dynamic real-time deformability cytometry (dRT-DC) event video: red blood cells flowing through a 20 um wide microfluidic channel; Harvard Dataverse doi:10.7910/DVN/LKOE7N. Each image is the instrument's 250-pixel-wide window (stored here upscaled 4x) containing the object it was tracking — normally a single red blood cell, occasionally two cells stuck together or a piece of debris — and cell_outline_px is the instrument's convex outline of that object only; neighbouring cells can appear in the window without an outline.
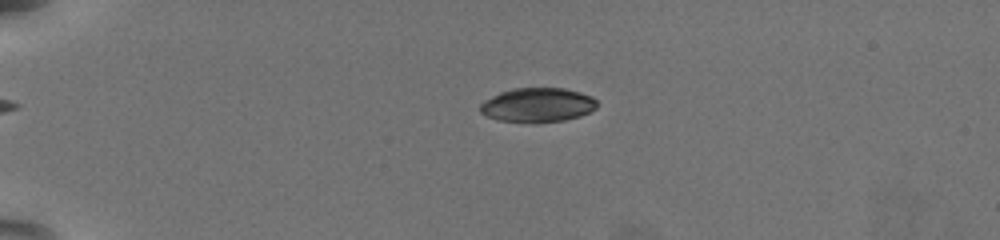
{"species": "common noctule bat (a hibernating species)", "species_latin": "Nyctalus noctula", "temperature_condition": "warm", "stored_images_in_passage": 58, "camera_frame_rate_fps": 3000, "um_per_image_px": 0.085, "animal": {"sex": "female", "body_mass_g": 19.5, "forearm_length_mm": 54.1}, "frame": {"image": 1, "passage_image": 16, "time_ms": 5.0, "image_size_px": [1000, 240], "cell_outline_px": [[596, 108], [580, 116], [564, 120], [536, 124], [500, 120], [488, 116], [480, 112], [480, 104], [484, 100], [500, 92], [512, 88], [564, 88], [580, 92], [592, 96], [596, 100]], "centroid_in_image_um": [45.69, 8.93], "position_along_channel_um": 39.3, "area_um2": 23.52}}
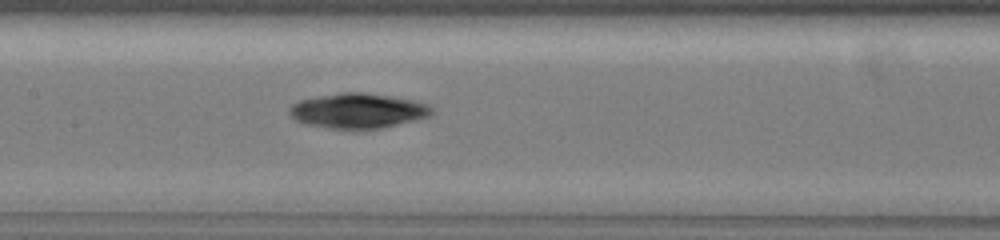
{"frame": {"image": 2, "passage_image": 32, "time_ms": 10.333, "image_size_px": [1000, 240], "cell_outline_px": [[432, 112], [428, 116], [380, 128], [352, 132], [328, 128], [308, 124], [296, 120], [288, 112], [288, 108], [292, 104], [300, 100], [340, 92], [360, 92], [388, 96], [412, 100], [428, 104], [432, 108]], "centroid_in_image_um": [30.37, 9.44], "position_along_channel_um": 177.0, "area_um2": 29.07}}
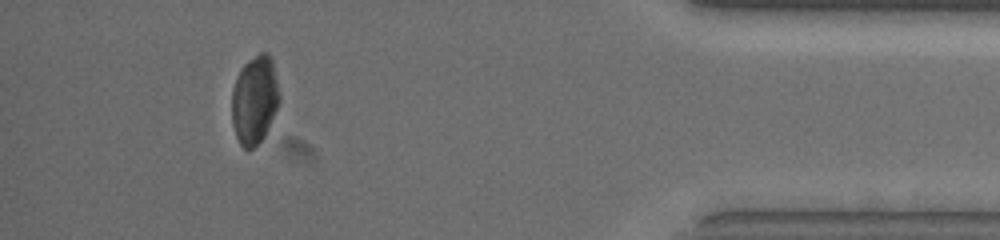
{"frame": {"image": 3, "passage_image": 54, "time_ms": 17.667, "image_size_px": [1000, 240], "cell_outline_px": [[280, 100], [268, 128], [264, 136], [248, 152], [240, 144], [236, 136], [232, 124], [232, 88], [236, 76], [240, 68], [248, 60], [260, 52], [268, 52], [272, 60], [280, 96]], "centroid_in_image_um": [21.62, 8.47], "position_along_channel_um": 413.6, "area_um2": 24.57}, "authors_computed_cell_mechanics": {"area_um2": 24.6517, "velocity_mm_per_s": 3.8146, "shape_relaxation_time_tau1_ms": 7.814, "shape_relaxation_time_tau2_ms": 8.2844, "deformation_change_tau1": 0.1851, "deformation_change_tau2": 0.1103}}